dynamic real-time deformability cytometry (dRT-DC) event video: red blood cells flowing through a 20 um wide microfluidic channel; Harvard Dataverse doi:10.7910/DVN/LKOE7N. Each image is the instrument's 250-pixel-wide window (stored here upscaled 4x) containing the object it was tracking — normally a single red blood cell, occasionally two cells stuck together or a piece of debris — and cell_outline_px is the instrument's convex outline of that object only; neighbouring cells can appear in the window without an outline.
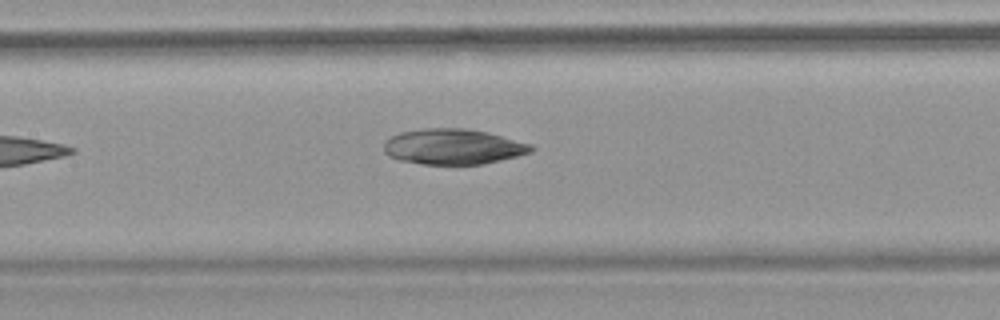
{"species": "common noctule bat (a hibernating species)", "species_latin": "Nyctalus noctula", "temperature_condition": "warm", "stored_images_in_passage": 5, "camera_frame_rate_fps": 3000, "um_per_image_px": 0.085, "animal": {"sex": "female", "body_mass_g": 18.4}, "frame": {"image": 1, "passage_image": 4, "time_ms": 3.667, "image_size_px": [1000, 320], "cell_outline_px": [[536, 148], [532, 152], [484, 164], [420, 164], [400, 160], [388, 156], [384, 152], [384, 140], [400, 132], [424, 128], [464, 128], [488, 132], [532, 144]], "centroid_in_image_um": [38.51, 12.46], "position_along_channel_um": 168.9, "area_um2": 30.63}}